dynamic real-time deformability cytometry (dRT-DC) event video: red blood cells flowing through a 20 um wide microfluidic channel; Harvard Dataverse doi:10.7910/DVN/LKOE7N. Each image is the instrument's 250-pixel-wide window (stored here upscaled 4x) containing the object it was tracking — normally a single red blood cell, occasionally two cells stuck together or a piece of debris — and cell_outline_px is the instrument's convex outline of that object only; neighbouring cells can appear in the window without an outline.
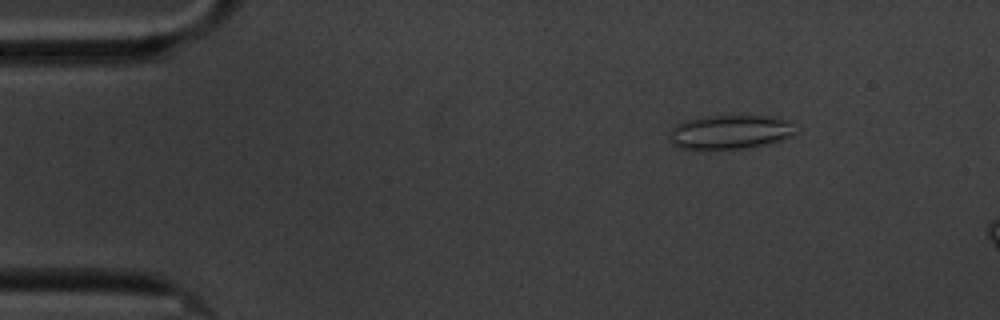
{"species": "common noctule bat (a hibernating species)", "species_latin": "Nyctalus noctula", "temperature_condition": "cold", "stored_images_in_passage": 5, "camera_frame_rate_fps": 3000, "um_per_image_px": 0.085, "animal": {"sex": "male", "body_mass_g": 20.1, "forearm_length_mm": 53.5}, "frame": {"image": 1, "passage_image": 3, "time_ms": 2.333, "image_size_px": [1000, 320], "cell_outline_px": [[800, 128], [792, 136], [780, 140], [764, 144], [744, 148], [680, 148], [672, 144], [668, 136], [668, 132], [676, 124], [684, 120], [700, 116], [772, 116], [792, 120]], "centroid_in_image_um": [62.1, 11.19], "position_along_channel_um": 22.9, "area_um2": 25.37}}